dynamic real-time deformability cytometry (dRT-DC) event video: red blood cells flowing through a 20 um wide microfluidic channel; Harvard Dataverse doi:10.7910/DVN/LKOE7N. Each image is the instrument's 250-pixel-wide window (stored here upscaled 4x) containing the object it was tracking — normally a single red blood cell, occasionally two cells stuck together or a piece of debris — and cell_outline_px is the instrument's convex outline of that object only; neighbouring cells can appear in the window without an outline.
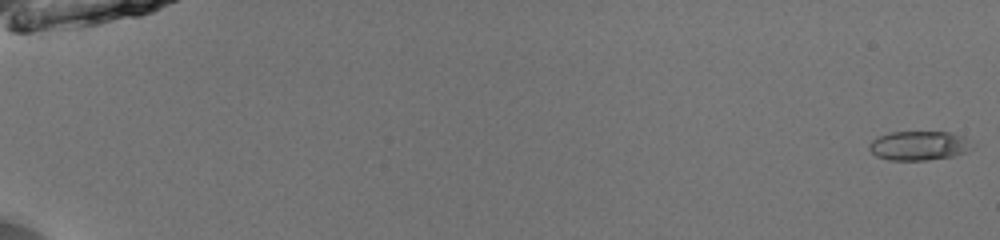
{"species": "common noctule bat (a hibernating species)", "species_latin": "Nyctalus noctula", "temperature_condition": "room temperature", "stored_images_in_passage": 53, "camera_frame_rate_fps": 3000, "um_per_image_px": 0.085, "animal": {"sex": "male", "body_mass_g": 13.0, "forearm_length_mm": 53.1}, "frame": {"image": 1, "passage_image": 1, "time_ms": 0.0, "image_size_px": [1000, 240], "cell_outline_px": [[980, 144], [956, 156], [924, 160], [888, 160], [876, 156], [868, 148], [868, 144], [872, 140], [888, 132], [952, 132], [976, 140]], "centroid_in_image_um": [78.22, 12.37], "position_along_channel_um": 6.8, "area_um2": 18.09}}
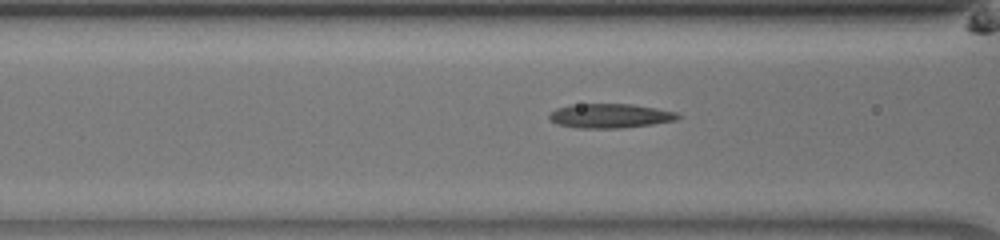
{"frame": {"image": 2, "passage_image": 24, "time_ms": 7.667, "image_size_px": [1000, 240], "cell_outline_px": [[680, 116], [676, 120], [652, 124], [620, 128], [576, 128], [556, 124], [548, 116], [556, 108], [568, 104], [632, 104], [656, 108], [676, 112]], "centroid_in_image_um": [51.82, 9.84], "position_along_channel_um": 114.8, "area_um2": 18.21}}
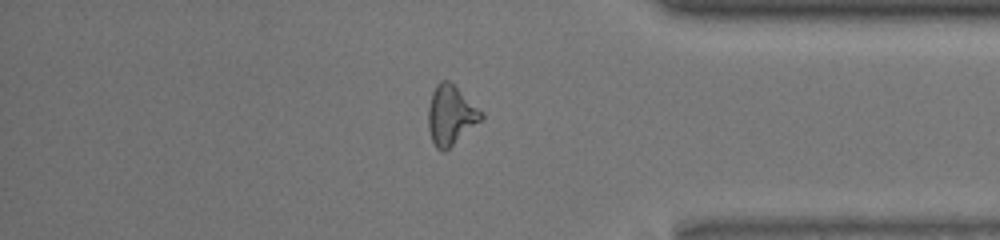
{"frame": {"image": 3, "passage_image": 46, "time_ms": 15.0, "image_size_px": [1000, 240], "cell_outline_px": [[484, 116], [480, 120], [444, 152], [440, 152], [436, 148], [432, 140], [428, 128], [428, 108], [432, 92], [436, 84], [440, 80], [448, 80], [484, 112]], "centroid_in_image_um": [38.29, 9.78], "position_along_channel_um": 396.9, "area_um2": 18.15}, "authors_computed_cell_mechanics": {"area_um2": 17.8024, "velocity_mm_per_s": 4.0004, "shape_relaxation_time_tau1_ms": null, "shape_relaxation_time_tau2_ms": 4.1851, "deformation_change_tau1": null, "deformation_change_tau2": 0.1361}}